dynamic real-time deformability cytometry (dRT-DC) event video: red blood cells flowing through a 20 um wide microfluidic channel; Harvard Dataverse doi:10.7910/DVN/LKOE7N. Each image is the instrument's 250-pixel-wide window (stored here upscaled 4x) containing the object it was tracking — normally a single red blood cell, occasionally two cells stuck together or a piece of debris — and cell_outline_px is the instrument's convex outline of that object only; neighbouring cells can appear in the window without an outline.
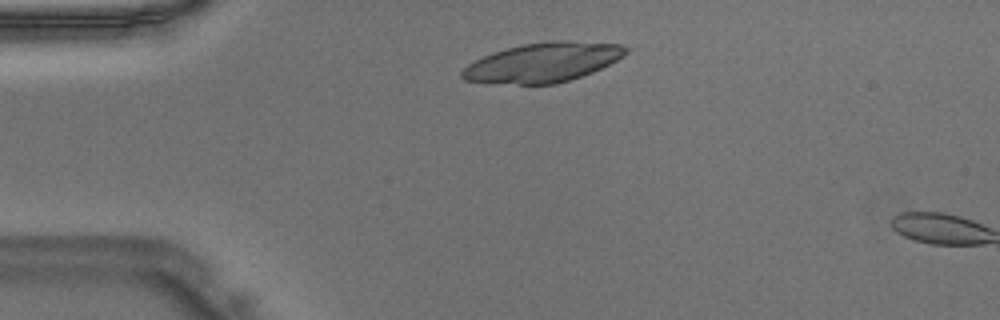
{"species": "Egyptian fruit bat (a non-hibernating species)", "species_latin": "Rousettus aegyptiacus", "temperature_condition": "warm", "stored_images_in_passage": 2, "camera_frame_rate_fps": 3000, "um_per_image_px": 0.085, "animal": {"sex": "male"}, "frame": {"image": 1, "passage_image": 1, "time_ms": 0.0, "image_size_px": [1000, 320], "cell_outline_px": [[628, 52], [624, 56], [592, 72], [556, 84], [488, 84], [464, 80], [460, 76], [460, 72], [468, 64], [484, 56], [508, 48], [524, 44], [552, 40], [568, 40], [624, 44], [628, 48]], "centroid_in_image_um": [46.14, 5.31], "position_along_channel_um": 38.9, "area_um2": 37.74}}